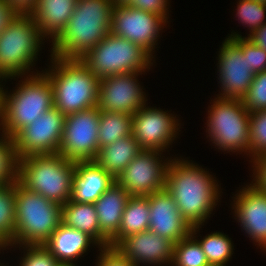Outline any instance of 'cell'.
Wrapping results in <instances>:
<instances>
[{"label": "cell", "instance_id": "1", "mask_svg": "<svg viewBox=\"0 0 266 266\" xmlns=\"http://www.w3.org/2000/svg\"><path fill=\"white\" fill-rule=\"evenodd\" d=\"M217 180L202 166L170 158L165 189L172 195L181 216L191 227L204 225L220 199Z\"/></svg>", "mask_w": 266, "mask_h": 266}, {"label": "cell", "instance_id": "2", "mask_svg": "<svg viewBox=\"0 0 266 266\" xmlns=\"http://www.w3.org/2000/svg\"><path fill=\"white\" fill-rule=\"evenodd\" d=\"M113 0H77L62 32L52 41L51 56L80 59L111 30Z\"/></svg>", "mask_w": 266, "mask_h": 266}, {"label": "cell", "instance_id": "3", "mask_svg": "<svg viewBox=\"0 0 266 266\" xmlns=\"http://www.w3.org/2000/svg\"><path fill=\"white\" fill-rule=\"evenodd\" d=\"M29 76V77H28ZM19 81L10 94L0 82V130L13 137L26 125L34 122L53 106V87L44 73H32ZM2 86V87H1Z\"/></svg>", "mask_w": 266, "mask_h": 266}, {"label": "cell", "instance_id": "4", "mask_svg": "<svg viewBox=\"0 0 266 266\" xmlns=\"http://www.w3.org/2000/svg\"><path fill=\"white\" fill-rule=\"evenodd\" d=\"M43 73L53 87V106L65 116L97 106L99 78L80 59L51 56Z\"/></svg>", "mask_w": 266, "mask_h": 266}, {"label": "cell", "instance_id": "5", "mask_svg": "<svg viewBox=\"0 0 266 266\" xmlns=\"http://www.w3.org/2000/svg\"><path fill=\"white\" fill-rule=\"evenodd\" d=\"M75 161L59 153L31 155L18 161V182L26 189L63 205L71 198Z\"/></svg>", "mask_w": 266, "mask_h": 266}, {"label": "cell", "instance_id": "6", "mask_svg": "<svg viewBox=\"0 0 266 266\" xmlns=\"http://www.w3.org/2000/svg\"><path fill=\"white\" fill-rule=\"evenodd\" d=\"M16 229L8 245H43L62 222V205L30 191L16 181Z\"/></svg>", "mask_w": 266, "mask_h": 266}, {"label": "cell", "instance_id": "7", "mask_svg": "<svg viewBox=\"0 0 266 266\" xmlns=\"http://www.w3.org/2000/svg\"><path fill=\"white\" fill-rule=\"evenodd\" d=\"M43 39L45 36L29 14L16 15L0 34V81L28 75Z\"/></svg>", "mask_w": 266, "mask_h": 266}, {"label": "cell", "instance_id": "8", "mask_svg": "<svg viewBox=\"0 0 266 266\" xmlns=\"http://www.w3.org/2000/svg\"><path fill=\"white\" fill-rule=\"evenodd\" d=\"M153 57L142 47L109 33L80 60L99 79L150 69Z\"/></svg>", "mask_w": 266, "mask_h": 266}, {"label": "cell", "instance_id": "9", "mask_svg": "<svg viewBox=\"0 0 266 266\" xmlns=\"http://www.w3.org/2000/svg\"><path fill=\"white\" fill-rule=\"evenodd\" d=\"M211 104L206 129L209 139L220 150L248 155L250 113L242 100L217 97Z\"/></svg>", "mask_w": 266, "mask_h": 266}, {"label": "cell", "instance_id": "10", "mask_svg": "<svg viewBox=\"0 0 266 266\" xmlns=\"http://www.w3.org/2000/svg\"><path fill=\"white\" fill-rule=\"evenodd\" d=\"M97 106L65 116L59 154L73 161H94L99 153Z\"/></svg>", "mask_w": 266, "mask_h": 266}, {"label": "cell", "instance_id": "11", "mask_svg": "<svg viewBox=\"0 0 266 266\" xmlns=\"http://www.w3.org/2000/svg\"><path fill=\"white\" fill-rule=\"evenodd\" d=\"M65 115L52 107L34 122L19 130L13 137L17 158L59 153Z\"/></svg>", "mask_w": 266, "mask_h": 266}, {"label": "cell", "instance_id": "12", "mask_svg": "<svg viewBox=\"0 0 266 266\" xmlns=\"http://www.w3.org/2000/svg\"><path fill=\"white\" fill-rule=\"evenodd\" d=\"M168 21L155 13L134 8L128 4L114 5L110 33L142 47L153 58L160 30Z\"/></svg>", "mask_w": 266, "mask_h": 266}, {"label": "cell", "instance_id": "13", "mask_svg": "<svg viewBox=\"0 0 266 266\" xmlns=\"http://www.w3.org/2000/svg\"><path fill=\"white\" fill-rule=\"evenodd\" d=\"M162 152L143 149L117 177L130 196H148L165 189L170 159L163 162Z\"/></svg>", "mask_w": 266, "mask_h": 266}, {"label": "cell", "instance_id": "14", "mask_svg": "<svg viewBox=\"0 0 266 266\" xmlns=\"http://www.w3.org/2000/svg\"><path fill=\"white\" fill-rule=\"evenodd\" d=\"M167 112L145 104L132 114V135L142 149L164 152L173 143L180 123Z\"/></svg>", "mask_w": 266, "mask_h": 266}, {"label": "cell", "instance_id": "15", "mask_svg": "<svg viewBox=\"0 0 266 266\" xmlns=\"http://www.w3.org/2000/svg\"><path fill=\"white\" fill-rule=\"evenodd\" d=\"M141 74L125 73L99 79V110L135 114L147 101L137 80Z\"/></svg>", "mask_w": 266, "mask_h": 266}, {"label": "cell", "instance_id": "16", "mask_svg": "<svg viewBox=\"0 0 266 266\" xmlns=\"http://www.w3.org/2000/svg\"><path fill=\"white\" fill-rule=\"evenodd\" d=\"M217 65L222 87L217 97L242 99L253 81L254 73L249 69L247 58L240 49V37H227L224 40Z\"/></svg>", "mask_w": 266, "mask_h": 266}, {"label": "cell", "instance_id": "17", "mask_svg": "<svg viewBox=\"0 0 266 266\" xmlns=\"http://www.w3.org/2000/svg\"><path fill=\"white\" fill-rule=\"evenodd\" d=\"M236 195L233 200L235 219L249 238L266 252V192L251 182Z\"/></svg>", "mask_w": 266, "mask_h": 266}, {"label": "cell", "instance_id": "18", "mask_svg": "<svg viewBox=\"0 0 266 266\" xmlns=\"http://www.w3.org/2000/svg\"><path fill=\"white\" fill-rule=\"evenodd\" d=\"M173 246L170 240L147 230L122 238L113 248L135 266L142 265L140 263L160 266L171 264Z\"/></svg>", "mask_w": 266, "mask_h": 266}, {"label": "cell", "instance_id": "19", "mask_svg": "<svg viewBox=\"0 0 266 266\" xmlns=\"http://www.w3.org/2000/svg\"><path fill=\"white\" fill-rule=\"evenodd\" d=\"M148 201L150 231L170 240L173 244L191 233L192 227L181 216L176 202L166 189L148 195Z\"/></svg>", "mask_w": 266, "mask_h": 266}, {"label": "cell", "instance_id": "20", "mask_svg": "<svg viewBox=\"0 0 266 266\" xmlns=\"http://www.w3.org/2000/svg\"><path fill=\"white\" fill-rule=\"evenodd\" d=\"M71 201L95 203L116 181L95 161H76Z\"/></svg>", "mask_w": 266, "mask_h": 266}, {"label": "cell", "instance_id": "21", "mask_svg": "<svg viewBox=\"0 0 266 266\" xmlns=\"http://www.w3.org/2000/svg\"><path fill=\"white\" fill-rule=\"evenodd\" d=\"M91 243L97 246L89 235L61 222L43 246L59 263H73L88 250Z\"/></svg>", "mask_w": 266, "mask_h": 266}, {"label": "cell", "instance_id": "22", "mask_svg": "<svg viewBox=\"0 0 266 266\" xmlns=\"http://www.w3.org/2000/svg\"><path fill=\"white\" fill-rule=\"evenodd\" d=\"M77 0H38L30 16L45 37L53 41L65 28Z\"/></svg>", "mask_w": 266, "mask_h": 266}, {"label": "cell", "instance_id": "23", "mask_svg": "<svg viewBox=\"0 0 266 266\" xmlns=\"http://www.w3.org/2000/svg\"><path fill=\"white\" fill-rule=\"evenodd\" d=\"M130 197L115 181L94 203L99 229L109 240L120 228L122 214Z\"/></svg>", "mask_w": 266, "mask_h": 266}, {"label": "cell", "instance_id": "24", "mask_svg": "<svg viewBox=\"0 0 266 266\" xmlns=\"http://www.w3.org/2000/svg\"><path fill=\"white\" fill-rule=\"evenodd\" d=\"M62 223L89 235L98 248L109 247V239L99 229L94 203H78L69 200L62 205Z\"/></svg>", "mask_w": 266, "mask_h": 266}, {"label": "cell", "instance_id": "25", "mask_svg": "<svg viewBox=\"0 0 266 266\" xmlns=\"http://www.w3.org/2000/svg\"><path fill=\"white\" fill-rule=\"evenodd\" d=\"M142 150L131 134L101 147L94 161L116 180Z\"/></svg>", "mask_w": 266, "mask_h": 266}, {"label": "cell", "instance_id": "26", "mask_svg": "<svg viewBox=\"0 0 266 266\" xmlns=\"http://www.w3.org/2000/svg\"><path fill=\"white\" fill-rule=\"evenodd\" d=\"M149 220L148 196H131L122 214L120 228L109 240V247H114L126 236L149 230Z\"/></svg>", "mask_w": 266, "mask_h": 266}, {"label": "cell", "instance_id": "27", "mask_svg": "<svg viewBox=\"0 0 266 266\" xmlns=\"http://www.w3.org/2000/svg\"><path fill=\"white\" fill-rule=\"evenodd\" d=\"M99 149L132 134V115L124 112L100 111Z\"/></svg>", "mask_w": 266, "mask_h": 266}, {"label": "cell", "instance_id": "28", "mask_svg": "<svg viewBox=\"0 0 266 266\" xmlns=\"http://www.w3.org/2000/svg\"><path fill=\"white\" fill-rule=\"evenodd\" d=\"M16 182L0 187V245L6 249L14 241Z\"/></svg>", "mask_w": 266, "mask_h": 266}, {"label": "cell", "instance_id": "29", "mask_svg": "<svg viewBox=\"0 0 266 266\" xmlns=\"http://www.w3.org/2000/svg\"><path fill=\"white\" fill-rule=\"evenodd\" d=\"M201 225L193 226L191 233L173 246V260L176 266H210L201 245L195 238Z\"/></svg>", "mask_w": 266, "mask_h": 266}, {"label": "cell", "instance_id": "30", "mask_svg": "<svg viewBox=\"0 0 266 266\" xmlns=\"http://www.w3.org/2000/svg\"><path fill=\"white\" fill-rule=\"evenodd\" d=\"M228 235L214 232L198 240L210 266H226L233 255V245Z\"/></svg>", "mask_w": 266, "mask_h": 266}, {"label": "cell", "instance_id": "31", "mask_svg": "<svg viewBox=\"0 0 266 266\" xmlns=\"http://www.w3.org/2000/svg\"><path fill=\"white\" fill-rule=\"evenodd\" d=\"M0 137V187L18 180V161L13 139Z\"/></svg>", "mask_w": 266, "mask_h": 266}, {"label": "cell", "instance_id": "32", "mask_svg": "<svg viewBox=\"0 0 266 266\" xmlns=\"http://www.w3.org/2000/svg\"><path fill=\"white\" fill-rule=\"evenodd\" d=\"M250 146L249 154L254 161L266 154V110L251 112L249 117Z\"/></svg>", "mask_w": 266, "mask_h": 266}, {"label": "cell", "instance_id": "33", "mask_svg": "<svg viewBox=\"0 0 266 266\" xmlns=\"http://www.w3.org/2000/svg\"><path fill=\"white\" fill-rule=\"evenodd\" d=\"M237 3L238 20L246 27H249L251 35L264 23H266V3L254 0H239Z\"/></svg>", "mask_w": 266, "mask_h": 266}, {"label": "cell", "instance_id": "34", "mask_svg": "<svg viewBox=\"0 0 266 266\" xmlns=\"http://www.w3.org/2000/svg\"><path fill=\"white\" fill-rule=\"evenodd\" d=\"M241 100L249 113L266 110V70L254 74L253 81Z\"/></svg>", "mask_w": 266, "mask_h": 266}, {"label": "cell", "instance_id": "35", "mask_svg": "<svg viewBox=\"0 0 266 266\" xmlns=\"http://www.w3.org/2000/svg\"><path fill=\"white\" fill-rule=\"evenodd\" d=\"M240 37V49L243 52V56L247 58L249 69L254 73H260L266 70V51L254 44L247 37H242L238 33L230 34L228 38Z\"/></svg>", "mask_w": 266, "mask_h": 266}, {"label": "cell", "instance_id": "36", "mask_svg": "<svg viewBox=\"0 0 266 266\" xmlns=\"http://www.w3.org/2000/svg\"><path fill=\"white\" fill-rule=\"evenodd\" d=\"M24 246V247H23ZM26 250L20 266H57V259L43 245H22Z\"/></svg>", "mask_w": 266, "mask_h": 266}, {"label": "cell", "instance_id": "37", "mask_svg": "<svg viewBox=\"0 0 266 266\" xmlns=\"http://www.w3.org/2000/svg\"><path fill=\"white\" fill-rule=\"evenodd\" d=\"M97 266H135L113 247L100 248Z\"/></svg>", "mask_w": 266, "mask_h": 266}, {"label": "cell", "instance_id": "38", "mask_svg": "<svg viewBox=\"0 0 266 266\" xmlns=\"http://www.w3.org/2000/svg\"><path fill=\"white\" fill-rule=\"evenodd\" d=\"M127 4L143 11L158 14L164 17L166 20L168 19V0H130Z\"/></svg>", "mask_w": 266, "mask_h": 266}, {"label": "cell", "instance_id": "39", "mask_svg": "<svg viewBox=\"0 0 266 266\" xmlns=\"http://www.w3.org/2000/svg\"><path fill=\"white\" fill-rule=\"evenodd\" d=\"M254 166V184L264 192H266V154L261 155L253 161Z\"/></svg>", "mask_w": 266, "mask_h": 266}, {"label": "cell", "instance_id": "40", "mask_svg": "<svg viewBox=\"0 0 266 266\" xmlns=\"http://www.w3.org/2000/svg\"><path fill=\"white\" fill-rule=\"evenodd\" d=\"M18 13L5 1L0 0V34Z\"/></svg>", "mask_w": 266, "mask_h": 266}, {"label": "cell", "instance_id": "41", "mask_svg": "<svg viewBox=\"0 0 266 266\" xmlns=\"http://www.w3.org/2000/svg\"><path fill=\"white\" fill-rule=\"evenodd\" d=\"M18 14H30L38 0H5Z\"/></svg>", "mask_w": 266, "mask_h": 266}, {"label": "cell", "instance_id": "42", "mask_svg": "<svg viewBox=\"0 0 266 266\" xmlns=\"http://www.w3.org/2000/svg\"><path fill=\"white\" fill-rule=\"evenodd\" d=\"M247 38L266 51V23H264L251 35H248Z\"/></svg>", "mask_w": 266, "mask_h": 266}, {"label": "cell", "instance_id": "43", "mask_svg": "<svg viewBox=\"0 0 266 266\" xmlns=\"http://www.w3.org/2000/svg\"><path fill=\"white\" fill-rule=\"evenodd\" d=\"M130 0H113L115 5L127 4Z\"/></svg>", "mask_w": 266, "mask_h": 266}, {"label": "cell", "instance_id": "44", "mask_svg": "<svg viewBox=\"0 0 266 266\" xmlns=\"http://www.w3.org/2000/svg\"><path fill=\"white\" fill-rule=\"evenodd\" d=\"M57 266H77L75 263H59Z\"/></svg>", "mask_w": 266, "mask_h": 266}, {"label": "cell", "instance_id": "45", "mask_svg": "<svg viewBox=\"0 0 266 266\" xmlns=\"http://www.w3.org/2000/svg\"><path fill=\"white\" fill-rule=\"evenodd\" d=\"M254 1H260V2L266 3V0H254Z\"/></svg>", "mask_w": 266, "mask_h": 266}]
</instances>
